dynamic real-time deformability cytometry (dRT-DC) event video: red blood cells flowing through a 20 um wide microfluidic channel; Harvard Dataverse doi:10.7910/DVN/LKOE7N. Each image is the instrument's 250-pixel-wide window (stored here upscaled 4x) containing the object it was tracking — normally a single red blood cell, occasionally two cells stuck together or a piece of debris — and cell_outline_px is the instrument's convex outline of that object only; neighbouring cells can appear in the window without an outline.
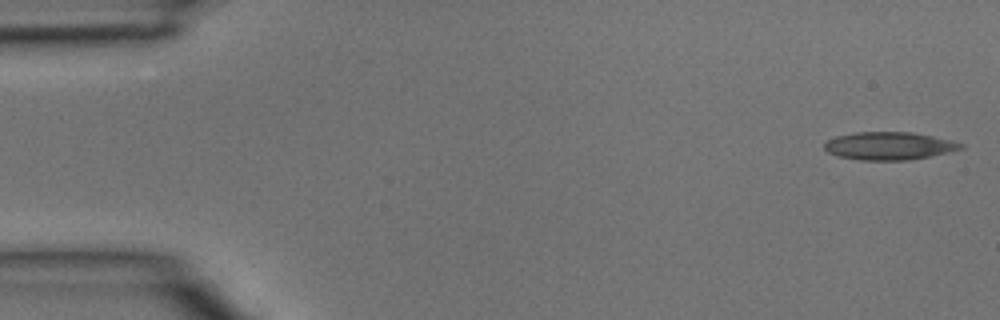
{"species": "common noctule bat (a hibernating species)", "species_latin": "Nyctalus noctula", "temperature_condition": "room temperature", "stored_images_in_passage": 4, "camera_frame_rate_fps": 3000, "um_per_image_px": 0.085, "animal": {"sex": "male", "body_mass_g": 15.6}, "frame": {"image": 1, "passage_image": 1, "time_ms": 0.0, "image_size_px": [1000, 320], "cell_outline_px": [[964, 148], [948, 152], [908, 160], [860, 160], [836, 156], [828, 152], [824, 148], [824, 144], [828, 140], [836, 136], [856, 132], [912, 132], [952, 140], [964, 144]], "centroid_in_image_um": [75.56, 12.4], "position_along_channel_um": 9.4, "area_um2": 22.08}}
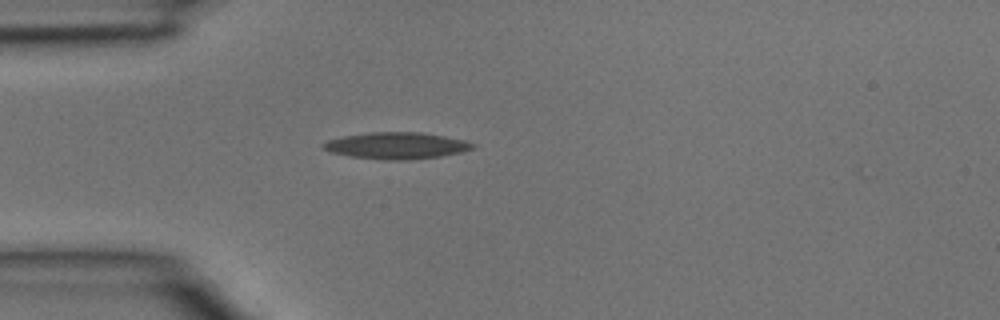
{"frame": {"image": 2, "passage_image": 4, "time_ms": 1.0, "image_size_px": [1000, 320], "cell_outline_px": [[476, 148], [460, 152], [440, 156], [408, 160], [384, 160], [348, 156], [332, 152], [324, 148], [320, 144], [328, 140], [344, 136], [372, 132], [420, 132], [444, 136], [464, 140], [476, 144]], "centroid_in_image_um": [33.72, 12.38], "position_along_channel_um": 51.3, "area_um2": 23.12}}